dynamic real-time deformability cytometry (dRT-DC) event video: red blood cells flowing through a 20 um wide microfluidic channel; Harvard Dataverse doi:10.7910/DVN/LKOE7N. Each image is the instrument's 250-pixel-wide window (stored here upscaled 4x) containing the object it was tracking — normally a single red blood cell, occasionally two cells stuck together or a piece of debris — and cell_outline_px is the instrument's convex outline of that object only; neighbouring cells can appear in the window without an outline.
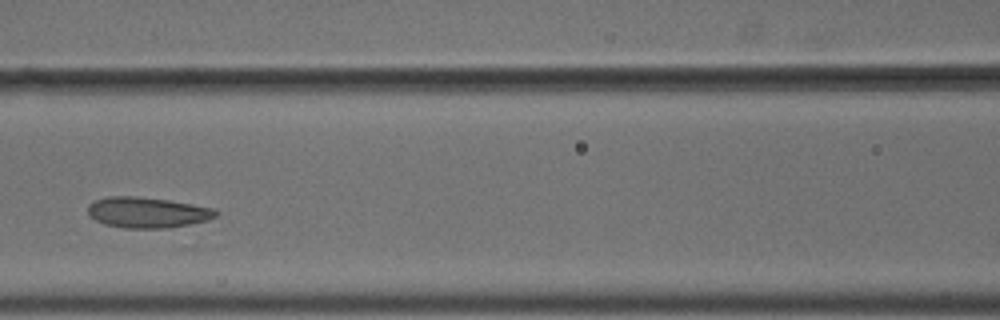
{"species": "common noctule bat (a hibernating species)", "species_latin": "Nyctalus noctula", "temperature_condition": "cold", "stored_images_in_passage": 17, "camera_frame_rate_fps": 3000, "um_per_image_px": 0.085, "animal": {"sex": "male", "body_mass_g": 18.8}, "frame": {"image": 1, "passage_image": 8, "time_ms": 2.333, "image_size_px": [1000, 320], "cell_outline_px": [[220, 212], [216, 216], [208, 220], [168, 228], [124, 228], [104, 224], [88, 216], [88, 204], [96, 200], [108, 196], [136, 196], [168, 200], [192, 204], [212, 208]], "centroid_in_image_um": [12.5, 18.06], "position_along_channel_um": 154.1, "area_um2": 22.89}}
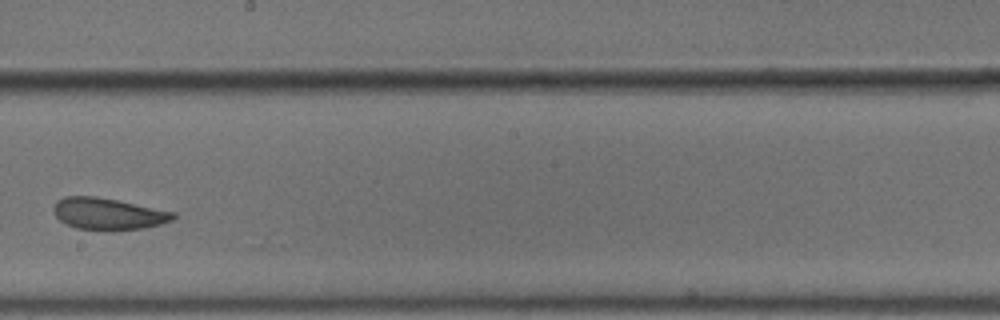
{"frame": {"image": 2, "passage_image": 10, "time_ms": 3.0, "image_size_px": [1000, 320], "cell_outline_px": [[176, 216], [172, 220], [160, 224], [144, 228], [112, 232], [108, 232], [76, 228], [60, 220], [52, 212], [52, 204], [56, 200], [64, 196], [96, 196], [176, 212]], "centroid_in_image_um": [9.16, 18.19], "position_along_channel_um": 239.0, "area_um2": 22.6}}
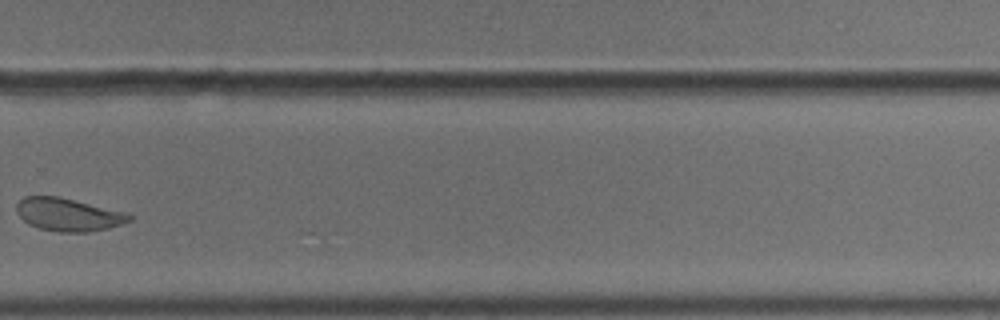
{"frame": {"image": 3, "passage_image": 12, "time_ms": 3.667, "image_size_px": [1000, 320], "cell_outline_px": [[136, 216], [132, 220], [124, 224], [108, 228], [88, 232], [60, 232], [40, 228], [28, 224], [16, 212], [16, 204], [24, 196], [60, 196], [128, 212]], "centroid_in_image_um": [5.87, 18.23], "position_along_channel_um": 323.9, "area_um2": 22.02}}